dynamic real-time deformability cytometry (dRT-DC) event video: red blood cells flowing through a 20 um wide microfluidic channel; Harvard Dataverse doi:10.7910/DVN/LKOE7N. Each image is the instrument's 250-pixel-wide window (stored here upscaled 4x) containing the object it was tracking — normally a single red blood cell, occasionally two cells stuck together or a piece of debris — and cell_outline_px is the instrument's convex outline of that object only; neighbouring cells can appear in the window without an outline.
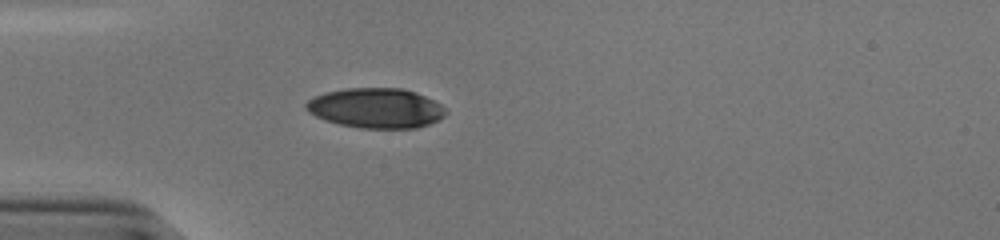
{"species": "human", "species_latin": "Homo sapiens", "temperature_condition": "cold", "stored_images_in_passage": 38, "camera_frame_rate_fps": 3000, "um_per_image_px": 0.085, "donor": {"sex": "male"}, "frame": {"image": 1, "passage_image": 1, "time_ms": 0.0, "image_size_px": [1000, 240], "cell_outline_px": [[448, 112], [440, 120], [416, 128], [360, 128], [340, 124], [324, 120], [308, 112], [304, 108], [304, 104], [308, 100], [324, 92], [348, 88], [400, 88], [416, 92], [440, 104]], "centroid_in_image_um": [31.94, 9.19], "position_along_channel_um": 53.1, "area_um2": 32.54}}
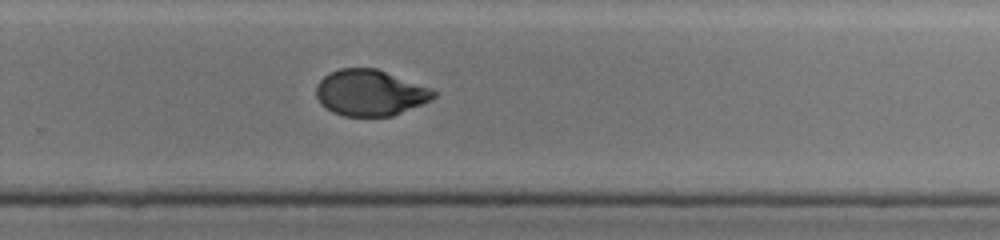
{"frame": {"image": 2, "passage_image": 21, "time_ms": 6.667, "image_size_px": [1000, 240], "cell_outline_px": [[436, 96], [432, 100], [392, 116], [344, 116], [332, 112], [320, 104], [316, 96], [316, 84], [328, 72], [340, 68], [376, 68], [432, 88], [436, 92]], "centroid_in_image_um": [31.45, 7.88], "position_along_channel_um": 298.4, "area_um2": 31.73}}
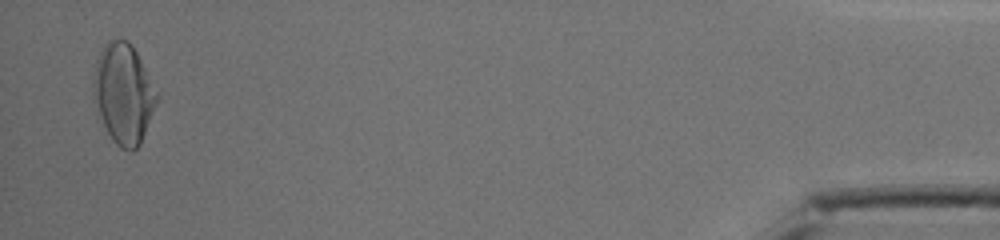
{"frame": {"image": 3, "passage_image": 37, "time_ms": 12.0, "image_size_px": [1000, 240], "cell_outline_px": [[160, 96], [140, 144], [132, 152], [120, 148], [112, 140], [96, 120], [92, 100], [92, 84], [96, 60], [104, 44], [108, 40], [128, 40], [132, 44], [160, 92]], "centroid_in_image_um": [10.47, 7.99], "position_along_channel_um": 424.7, "area_um2": 38.38}, "authors_computed_cell_mechanics": {"area_um2": 32.8304, "velocity_mm_per_s": 3.8664, "shape_relaxation_time_tau1_ms": 4.7786, "shape_relaxation_time_tau2_ms": 1.7962, "deformation_change_tau1": 0.1745, "deformation_change_tau2": 0.0479}}